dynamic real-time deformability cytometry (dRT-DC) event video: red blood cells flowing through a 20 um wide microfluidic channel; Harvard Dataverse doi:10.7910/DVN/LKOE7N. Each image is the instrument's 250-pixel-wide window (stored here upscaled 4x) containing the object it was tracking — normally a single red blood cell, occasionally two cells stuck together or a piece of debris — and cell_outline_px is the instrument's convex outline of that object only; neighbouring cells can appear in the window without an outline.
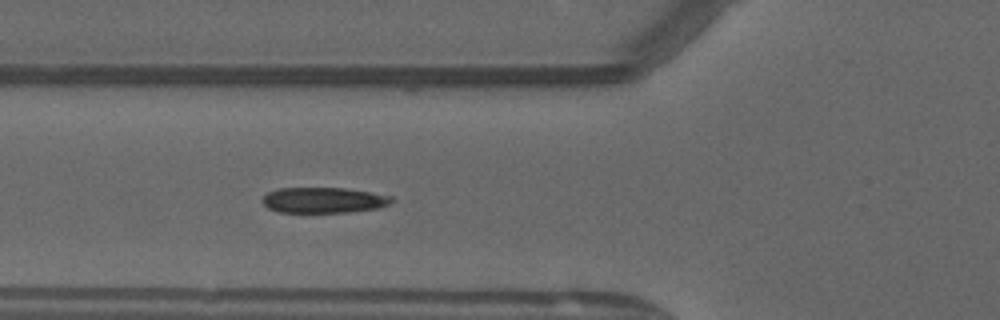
{"species": "common noctule bat (a hibernating species)", "species_latin": "Nyctalus noctula", "temperature_condition": "warm", "stored_images_in_passage": 51, "segment_of_instrument_passage": [1, 2], "camera_frame_rate_fps": 3000, "um_per_image_px": 0.085, "animal": {"sex": "male", "forearm_length_mm": 52.5}, "frame": {"image": 1, "passage_image": 18, "time_ms": 5.667, "image_size_px": [1000, 320], "cell_outline_px": [[396, 200], [380, 208], [348, 212], [280, 212], [268, 208], [260, 200], [268, 192], [276, 188], [348, 188], [372, 192], [392, 196]], "centroid_in_image_um": [27.53, 17.0], "position_along_channel_um": 98.3, "area_um2": 19.48}}
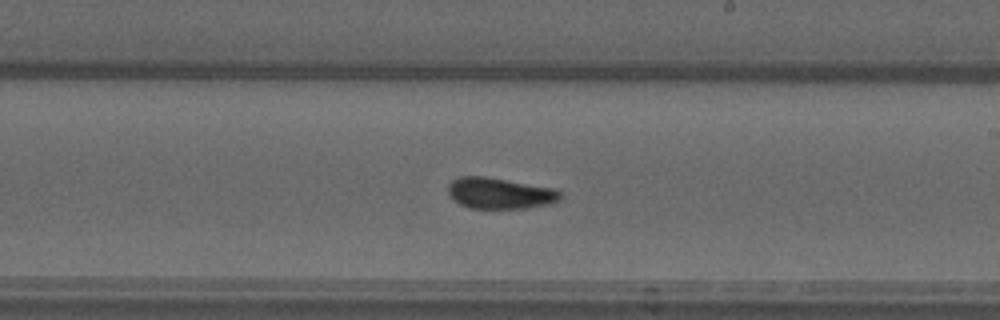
{"frame": {"image": 2, "passage_image": 29, "time_ms": 9.333, "image_size_px": [1000, 320], "cell_outline_px": [[564, 196], [560, 200], [552, 204], [528, 208], [468, 208], [452, 200], [448, 196], [448, 184], [452, 180], [460, 176], [484, 176], [556, 188]], "centroid_in_image_um": [42.5, 16.43], "position_along_channel_um": 246.5, "area_um2": 20.75}}
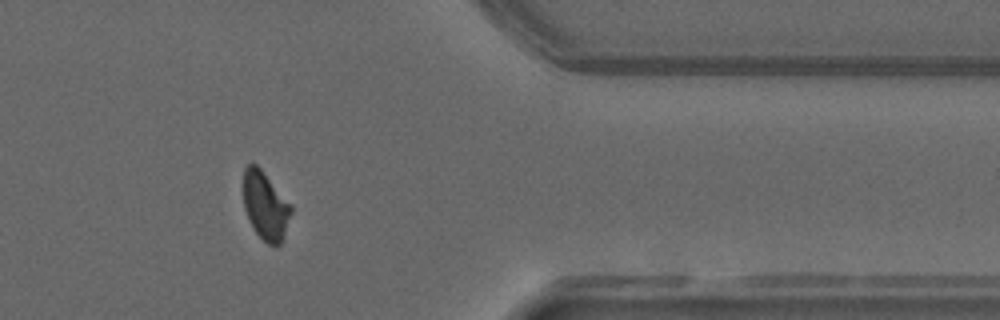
{"frame": {"image": 3, "passage_image": 41, "time_ms": 13.333, "image_size_px": [1000, 320], "cell_outline_px": [[292, 212], [284, 236], [280, 244], [276, 248], [268, 244], [256, 232], [248, 220], [244, 208], [244, 168], [248, 164], [256, 164], [260, 168], [292, 204]], "centroid_in_image_um": [22.58, 17.51], "position_along_channel_um": 388.8, "area_um2": 19.02}}